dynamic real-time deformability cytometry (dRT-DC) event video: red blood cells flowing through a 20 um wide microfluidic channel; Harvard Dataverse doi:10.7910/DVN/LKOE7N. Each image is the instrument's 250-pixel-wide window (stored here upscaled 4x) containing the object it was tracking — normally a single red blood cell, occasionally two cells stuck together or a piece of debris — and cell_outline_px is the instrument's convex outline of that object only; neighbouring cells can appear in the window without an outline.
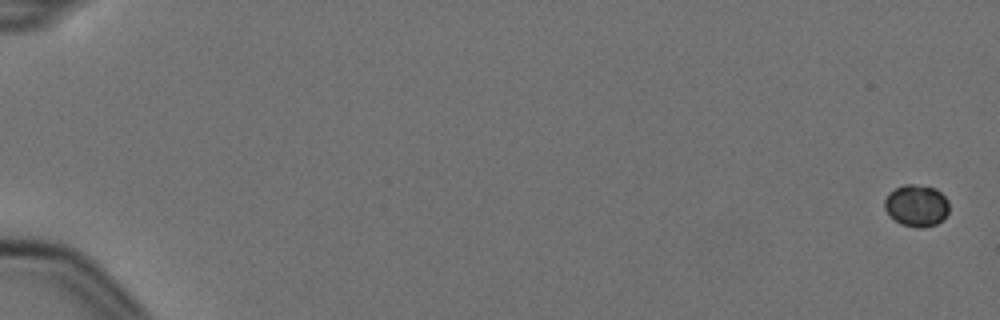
{"species": "Egyptian fruit bat (a non-hibernating species)", "species_latin": "Rousettus aegyptiacus", "temperature_condition": "cold", "stored_images_in_passage": 9, "camera_frame_rate_fps": 3000, "um_per_image_px": 0.085, "animal": {"sex": "female"}, "frame": {"image": 1, "passage_image": 1, "time_ms": 0.0, "image_size_px": [1000, 320], "cell_outline_px": [[948, 212], [944, 220], [936, 224], [924, 228], [916, 228], [900, 224], [888, 216], [884, 208], [884, 200], [888, 192], [904, 184], [912, 184], [936, 188], [948, 200]], "centroid_in_image_um": [77.88, 17.49], "position_along_channel_um": 7.1, "area_um2": 16.07}}
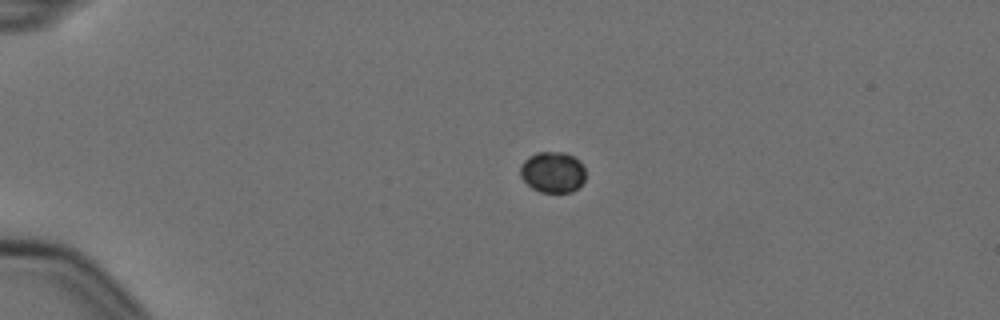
{"frame": {"image": 2, "passage_image": 5, "time_ms": 1.333, "image_size_px": [1000, 320], "cell_outline_px": [[584, 180], [572, 192], [540, 192], [532, 188], [520, 176], [520, 164], [528, 156], [536, 152], [564, 152], [580, 160], [584, 168]], "centroid_in_image_um": [46.95, 14.62], "position_along_channel_um": 38.0, "area_um2": 15.61}}
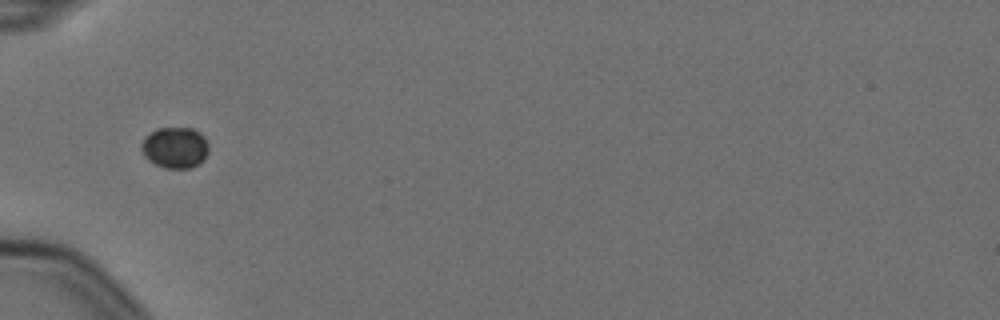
{"frame": {"image": 3, "passage_image": 7, "time_ms": 2.0, "image_size_px": [1000, 320], "cell_outline_px": [[208, 152], [204, 160], [192, 168], [164, 168], [148, 160], [144, 156], [140, 148], [140, 144], [144, 136], [156, 128], [192, 128], [200, 132], [204, 136], [208, 144]], "centroid_in_image_um": [14.86, 12.54], "position_along_channel_um": 70.1, "area_um2": 16.42}}